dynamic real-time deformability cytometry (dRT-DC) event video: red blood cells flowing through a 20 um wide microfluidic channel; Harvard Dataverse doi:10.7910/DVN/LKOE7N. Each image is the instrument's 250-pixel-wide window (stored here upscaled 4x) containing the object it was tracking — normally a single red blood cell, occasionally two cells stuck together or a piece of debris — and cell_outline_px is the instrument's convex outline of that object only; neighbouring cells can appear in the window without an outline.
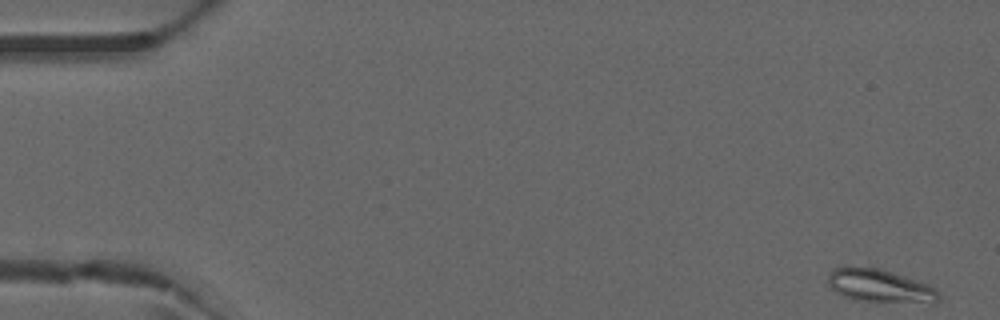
{"species": "common noctule bat (a hibernating species)", "species_latin": "Nyctalus noctula", "temperature_condition": "warm", "stored_images_in_passage": 10, "camera_frame_rate_fps": 3000, "um_per_image_px": 0.085, "animal": {"sex": "male", "forearm_length_mm": 52.5}, "frame": {"image": 1, "passage_image": 1, "time_ms": 0.0, "image_size_px": [1000, 320], "cell_outline_px": [[940, 300], [936, 304], [932, 304], [868, 300], [844, 296], [836, 292], [828, 284], [828, 276], [832, 268], [840, 264], [848, 264], [876, 268], [892, 272], [928, 284], [936, 288], [940, 296]], "centroid_in_image_um": [74.8, 24.26], "position_along_channel_um": 10.2, "area_um2": 21.68}}